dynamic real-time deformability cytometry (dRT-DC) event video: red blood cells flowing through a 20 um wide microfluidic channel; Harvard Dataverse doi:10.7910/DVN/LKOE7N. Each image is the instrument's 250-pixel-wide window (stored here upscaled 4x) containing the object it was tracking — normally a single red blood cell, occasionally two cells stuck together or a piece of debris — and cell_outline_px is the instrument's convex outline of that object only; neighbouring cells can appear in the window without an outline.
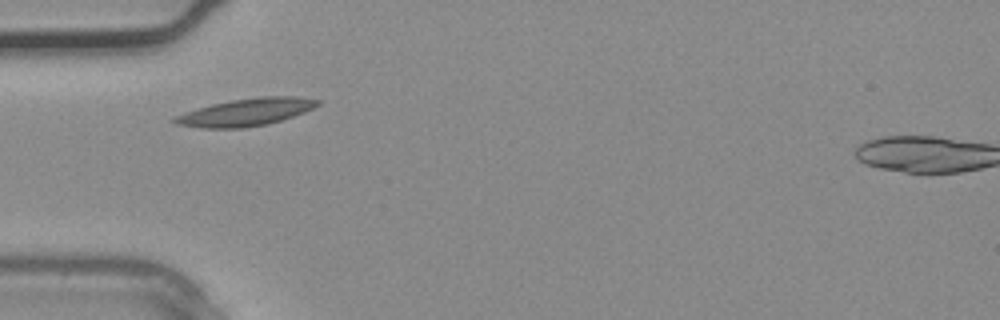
{"species": "common noctule bat (a hibernating species)", "species_latin": "Nyctalus noctula", "temperature_condition": "warm", "stored_images_in_passage": 2, "camera_frame_rate_fps": 3000, "um_per_image_px": 0.085, "animal": {"sex": "male", "body_mass_g": 20.4}, "frame": {"image": 1, "passage_image": 2, "time_ms": 0.333, "image_size_px": [1000, 320], "cell_outline_px": [[320, 104], [304, 112], [280, 120], [264, 124], [244, 128], [200, 128], [176, 124], [168, 120], [176, 116], [212, 104], [232, 100], [260, 96], [300, 96], [320, 100]], "centroid_in_image_um": [20.91, 9.53], "position_along_channel_um": 64.1, "area_um2": 22.6}}